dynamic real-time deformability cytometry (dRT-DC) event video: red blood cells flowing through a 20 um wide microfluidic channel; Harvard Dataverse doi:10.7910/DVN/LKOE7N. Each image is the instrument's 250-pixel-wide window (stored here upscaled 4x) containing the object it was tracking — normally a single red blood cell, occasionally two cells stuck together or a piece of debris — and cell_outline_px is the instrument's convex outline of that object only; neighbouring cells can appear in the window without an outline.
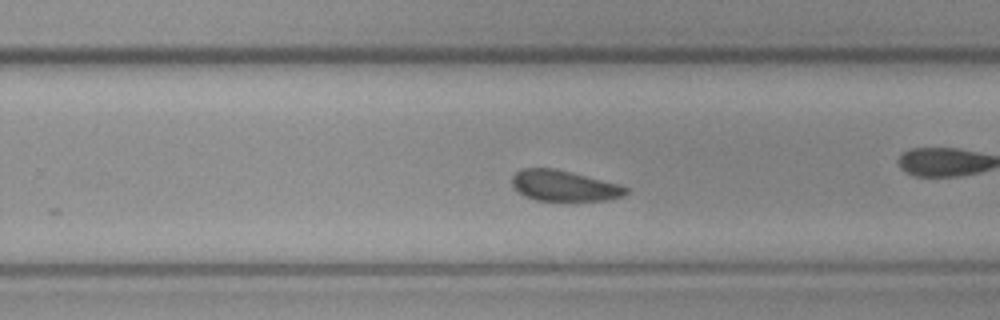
{"species": "common noctule bat (a hibernating species)", "species_latin": "Nyctalus noctula", "temperature_condition": "cold", "stored_images_in_passage": 29, "camera_frame_rate_fps": 3000, "um_per_image_px": 0.085, "animal": {"sex": "female", "body_mass_g": 19.3, "forearm_length_mm": 54.1}, "frame": {"image": 1, "passage_image": 20, "time_ms": 6.333, "image_size_px": [1000, 320], "cell_outline_px": [[628, 192], [624, 196], [608, 200], [536, 200], [524, 196], [512, 184], [512, 176], [520, 168], [556, 168], [616, 184], [628, 188]], "centroid_in_image_um": [47.92, 15.78], "position_along_channel_um": 281.9, "area_um2": 20.11}}
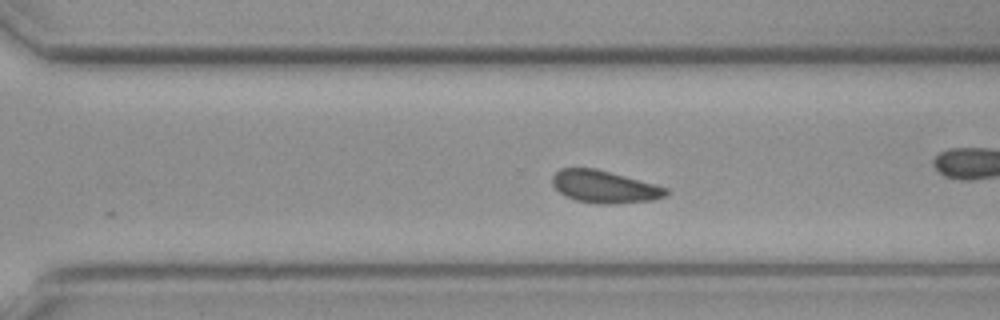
{"frame": {"image": 2, "passage_image": 23, "time_ms": 7.333, "image_size_px": [1000, 320], "cell_outline_px": [[668, 196], [652, 200], [612, 204], [600, 204], [576, 200], [564, 196], [552, 184], [552, 176], [560, 168], [596, 168], [668, 188]], "centroid_in_image_um": [51.37, 15.87], "position_along_channel_um": 319.2, "area_um2": 21.39}, "authors_computed_cell_mechanics": {"area_um2": 21.386, "velocity_mm_per_s": 3.723, "shape_relaxation_time_tau1_ms": null, "shape_relaxation_time_tau2_ms": 6.0857, "deformation_change_tau1": null, "deformation_change_tau2": 0.0829}}